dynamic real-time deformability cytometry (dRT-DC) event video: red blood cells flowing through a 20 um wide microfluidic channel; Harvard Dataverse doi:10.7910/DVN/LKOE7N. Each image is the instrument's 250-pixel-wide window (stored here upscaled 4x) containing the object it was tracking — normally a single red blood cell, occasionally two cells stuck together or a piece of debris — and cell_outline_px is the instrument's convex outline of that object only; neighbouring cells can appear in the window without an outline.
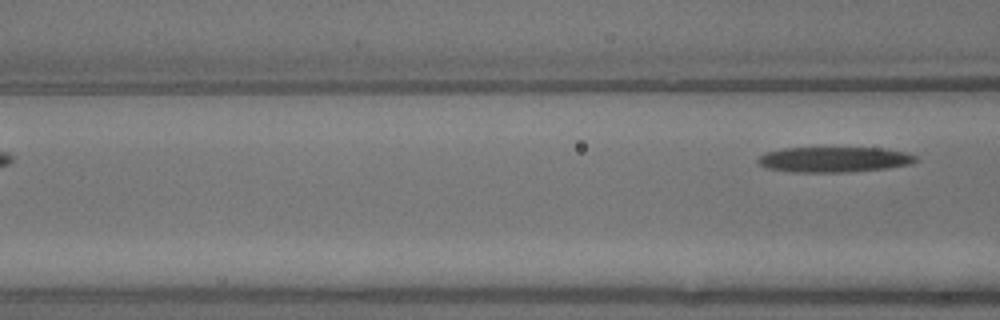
{"species": "common noctule bat (a hibernating species)", "species_latin": "Nyctalus noctula", "temperature_condition": "warm", "stored_images_in_passage": 7, "segment_of_instrument_passage": [2, 2], "camera_frame_rate_fps": 3000, "um_per_image_px": 0.085, "animal": {"sex": "male", "body_mass_g": 13.3}, "frame": {"image": 1, "passage_image": 7, "time_ms": 2.0, "image_size_px": [1000, 320], "cell_outline_px": [[920, 160], [912, 164], [888, 168], [848, 172], [792, 172], [764, 168], [756, 160], [764, 152], [784, 148], [884, 148], [904, 152], [916, 156]], "centroid_in_image_um": [70.9, 13.56], "position_along_channel_um": 95.7, "area_um2": 23.52}}